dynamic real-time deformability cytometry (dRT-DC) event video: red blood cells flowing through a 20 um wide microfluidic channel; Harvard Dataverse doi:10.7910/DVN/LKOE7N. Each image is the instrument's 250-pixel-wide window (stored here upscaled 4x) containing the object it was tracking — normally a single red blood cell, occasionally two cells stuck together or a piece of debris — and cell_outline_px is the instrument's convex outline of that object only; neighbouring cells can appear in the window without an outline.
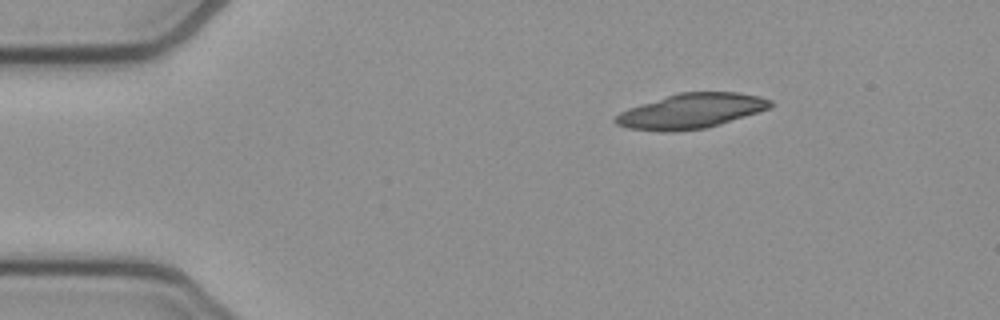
{"species": "common noctule bat (a hibernating species)", "species_latin": "Nyctalus noctula", "temperature_condition": "cold", "stored_images_in_passage": 45, "camera_frame_rate_fps": 3000, "um_per_image_px": 0.085, "animal": {"sex": "female", "body_mass_g": 21.9}, "frame": {"image": 1, "passage_image": 1, "time_ms": 0.0, "image_size_px": [1000, 320], "cell_outline_px": [[772, 108], [720, 124], [704, 128], [664, 132], [628, 128], [616, 124], [612, 120], [620, 112], [628, 108], [680, 92], [736, 92], [760, 96], [772, 100]], "centroid_in_image_um": [58.76, 9.43], "position_along_channel_um": 26.2, "area_um2": 31.33}}